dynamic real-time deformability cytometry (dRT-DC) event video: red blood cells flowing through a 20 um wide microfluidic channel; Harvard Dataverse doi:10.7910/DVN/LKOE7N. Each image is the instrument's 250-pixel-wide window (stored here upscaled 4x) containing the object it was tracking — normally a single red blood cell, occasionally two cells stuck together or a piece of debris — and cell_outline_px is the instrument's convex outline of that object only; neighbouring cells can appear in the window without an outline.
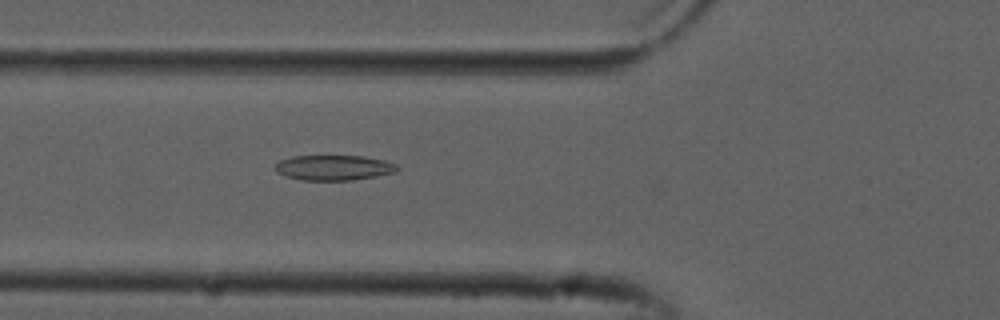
{"species": "common noctule bat (a hibernating species)", "species_latin": "Nyctalus noctula", "temperature_condition": "cold", "stored_images_in_passage": 52, "camera_frame_rate_fps": 3000, "um_per_image_px": 0.085, "animal": {"sex": "male", "forearm_length_mm": 52.5}, "frame": {"image": 1, "passage_image": 19, "time_ms": 6.0, "image_size_px": [1000, 320], "cell_outline_px": [[400, 168], [396, 172], [376, 176], [352, 180], [300, 180], [276, 172], [276, 164], [280, 160], [292, 156], [364, 156], [384, 160], [396, 164]], "centroid_in_image_um": [28.4, 14.25], "position_along_channel_um": 97.4, "area_um2": 17.86}}
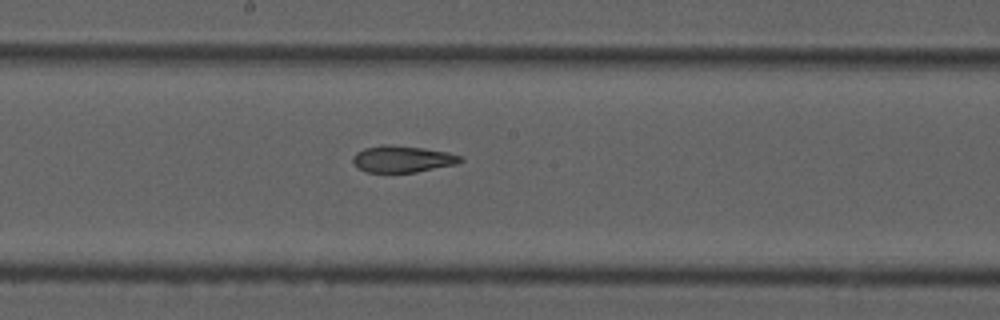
{"frame": {"image": 2, "passage_image": 28, "time_ms": 9.0, "image_size_px": [1000, 320], "cell_outline_px": [[464, 160], [456, 164], [416, 172], [368, 172], [356, 168], [352, 160], [352, 156], [356, 152], [364, 148], [384, 144], [392, 144], [424, 148], [448, 152], [464, 156]], "centroid_in_image_um": [34.2, 13.5], "position_along_channel_um": 214.0, "area_um2": 16.94}}
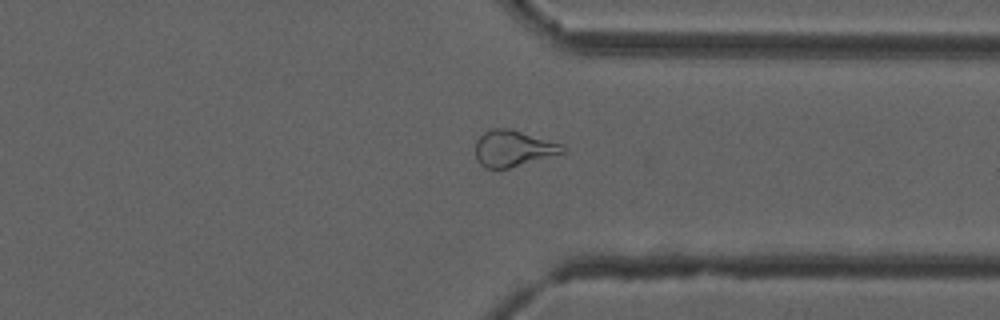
{"frame": {"image": 3, "passage_image": 40, "time_ms": 13.0, "image_size_px": [1000, 320], "cell_outline_px": [[568, 152], [508, 168], [484, 168], [476, 160], [476, 140], [484, 132], [492, 128], [512, 128], [564, 144], [568, 148]], "centroid_in_image_um": [43.68, 12.6], "position_along_channel_um": 367.7, "area_um2": 18.79}, "authors_computed_cell_mechanics": {"area_um2": 19.0451, "velocity_mm_per_s": 3.8654, "shape_relaxation_time_tau1_ms": 7.5041, "shape_relaxation_time_tau2_ms": 2.2267, "deformation_change_tau1": 0.1775, "deformation_change_tau2": 0.0905}}